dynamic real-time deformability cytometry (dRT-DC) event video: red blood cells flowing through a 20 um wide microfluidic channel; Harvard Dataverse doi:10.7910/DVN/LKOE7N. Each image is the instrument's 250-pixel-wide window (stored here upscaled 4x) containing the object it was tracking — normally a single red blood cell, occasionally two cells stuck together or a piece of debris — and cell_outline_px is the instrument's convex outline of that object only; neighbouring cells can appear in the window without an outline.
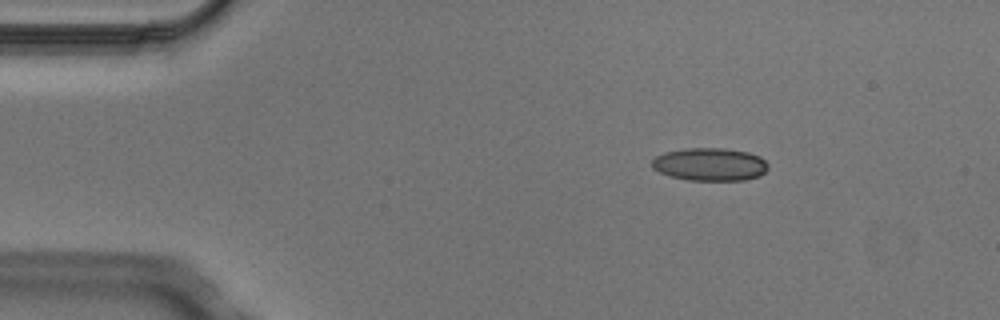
{"species": "Egyptian fruit bat (a non-hibernating species)", "species_latin": "Rousettus aegyptiacus", "temperature_condition": "cold", "stored_images_in_passage": 3, "camera_frame_rate_fps": 3000, "um_per_image_px": 0.085, "animal": {"sex": "male"}, "frame": {"image": 1, "passage_image": 1, "time_ms": 0.0, "image_size_px": [1000, 320], "cell_outline_px": [[768, 168], [760, 176], [744, 180], [688, 180], [672, 176], [660, 172], [652, 168], [652, 160], [656, 156], [664, 152], [684, 148], [724, 148], [748, 152], [760, 156], [768, 164]], "centroid_in_image_um": [60.35, 13.96], "position_along_channel_um": 24.6, "area_um2": 22.31}}